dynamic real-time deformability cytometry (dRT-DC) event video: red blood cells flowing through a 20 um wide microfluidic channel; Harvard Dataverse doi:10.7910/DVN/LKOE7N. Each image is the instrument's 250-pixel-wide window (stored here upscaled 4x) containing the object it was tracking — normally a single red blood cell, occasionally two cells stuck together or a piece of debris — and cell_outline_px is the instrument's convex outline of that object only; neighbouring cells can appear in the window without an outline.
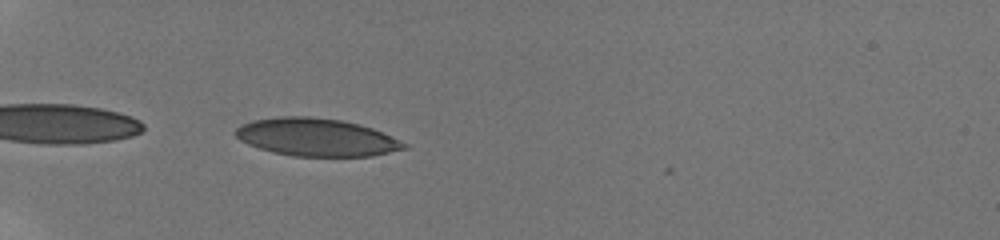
{"species": "human", "species_latin": "Homo sapiens", "temperature_condition": "room temperature", "stored_images_in_passage": 38, "camera_frame_rate_fps": 3000, "um_per_image_px": 0.085, "donor": {"sex": "male"}, "frame": {"image": 1, "passage_image": 2, "time_ms": 0.333, "image_size_px": [1000, 240], "cell_outline_px": [[408, 148], [372, 156], [292, 156], [272, 152], [248, 144], [240, 140], [232, 132], [240, 124], [252, 120], [284, 116], [308, 116], [340, 120], [360, 124], [372, 128], [408, 144]], "centroid_in_image_um": [26.86, 11.66], "position_along_channel_um": 58.1, "area_um2": 37.11}}
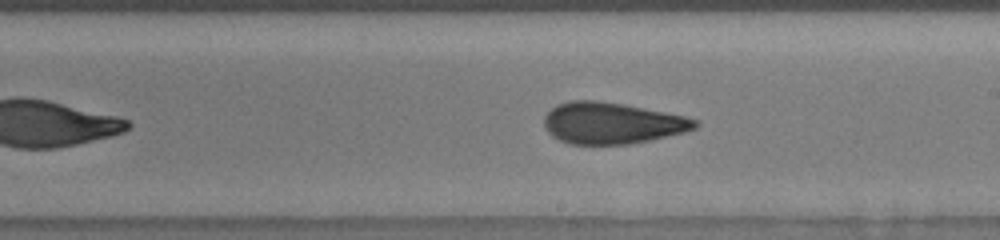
{"frame": {"image": 2, "passage_image": 17, "time_ms": 5.667, "image_size_px": [1000, 240], "cell_outline_px": [[700, 124], [696, 128], [684, 132], [648, 140], [628, 144], [568, 144], [552, 136], [544, 128], [544, 116], [556, 104], [568, 100], [596, 100], [624, 104], [684, 116], [700, 120]], "centroid_in_image_um": [51.99, 10.46], "position_along_channel_um": 237.0, "area_um2": 36.47}}
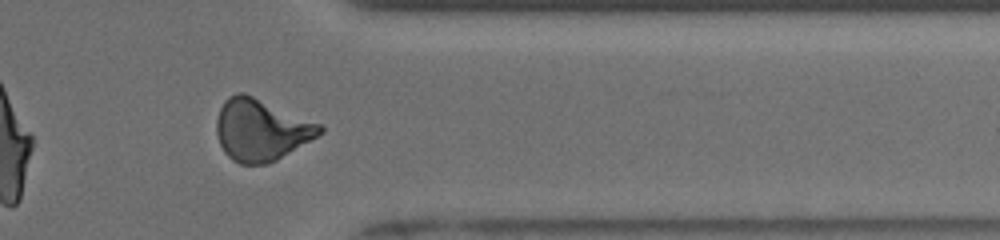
{"frame": {"image": 3, "passage_image": 30, "time_ms": 9.667, "image_size_px": [1000, 240], "cell_outline_px": [[324, 132], [276, 160], [268, 164], [240, 164], [232, 160], [224, 152], [220, 144], [216, 132], [216, 120], [220, 108], [224, 100], [228, 96], [236, 92], [244, 92], [324, 124]], "centroid_in_image_um": [22.2, 11.02], "position_along_channel_um": 389.2, "area_um2": 37.51}, "authors_computed_cell_mechanics": {"area_um2": 36.125, "velocity_mm_per_s": 3.8679, "shape_relaxation_time_tau1_ms": 8.8324, "shape_relaxation_time_tau2_ms": 1.7824, "deformation_change_tau1": 0.2304, "deformation_change_tau2": 0.0834}}